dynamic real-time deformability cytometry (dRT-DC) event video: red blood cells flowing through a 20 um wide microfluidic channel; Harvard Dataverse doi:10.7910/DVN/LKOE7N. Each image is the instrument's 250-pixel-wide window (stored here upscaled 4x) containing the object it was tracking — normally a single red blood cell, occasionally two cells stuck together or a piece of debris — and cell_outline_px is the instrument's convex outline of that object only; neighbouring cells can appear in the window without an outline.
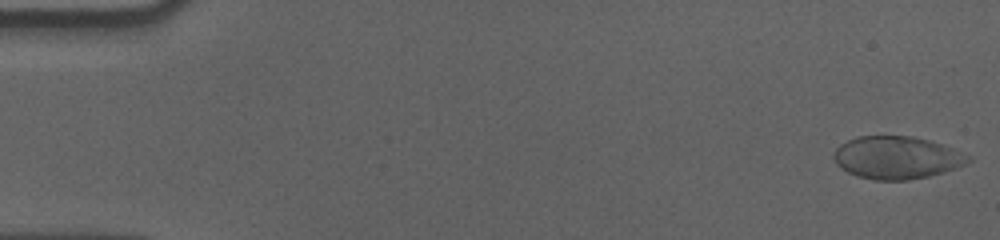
{"species": "human", "species_latin": "Homo sapiens", "temperature_condition": "cold", "stored_images_in_passage": 57, "camera_frame_rate_fps": 3000, "um_per_image_px": 0.085, "donor": {"sex": "male"}, "frame": {"image": 1, "passage_image": 1, "time_ms": 0.0, "image_size_px": [1000, 240], "cell_outline_px": [[972, 160], [956, 168], [944, 172], [928, 176], [908, 180], [876, 180], [856, 176], [840, 168], [836, 164], [832, 156], [836, 148], [840, 144], [856, 136], [912, 136], [928, 140], [952, 148], [972, 156]], "centroid_in_image_um": [76.2, 13.4], "position_along_channel_um": 8.8, "area_um2": 33.47}}
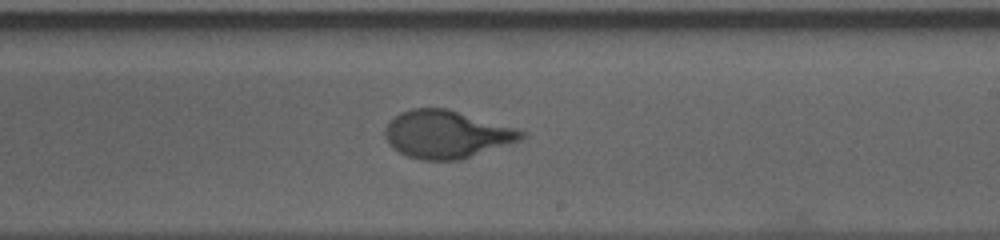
{"frame": {"image": 2, "passage_image": 34, "time_ms": 11.0, "image_size_px": [1000, 240], "cell_outline_px": [[528, 132], [520, 140], [460, 160], [420, 160], [408, 156], [392, 148], [388, 144], [384, 136], [384, 128], [400, 112], [412, 108], [448, 108], [516, 128]], "centroid_in_image_um": [37.94, 11.41], "position_along_channel_um": 251.1, "area_um2": 37.92}}
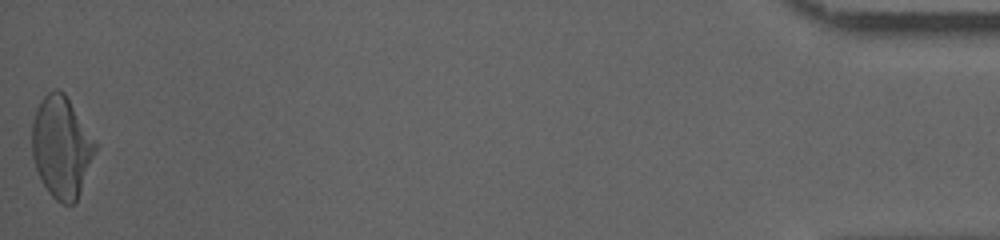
{"frame": {"image": 3, "passage_image": 57, "time_ms": 18.667, "image_size_px": [1000, 240], "cell_outline_px": [[100, 144], [80, 192], [76, 200], [72, 204], [60, 204], [48, 192], [40, 180], [32, 156], [32, 124], [36, 108], [40, 100], [48, 92], [56, 88], [60, 88], [64, 92]], "centroid_in_image_um": [5.25, 12.47], "position_along_channel_um": 429.9, "area_um2": 38.15}, "authors_computed_cell_mechanics": {"area_um2": 36.7608, "velocity_mm_per_s": 3.5531, "shape_relaxation_time_tau1_ms": 4.6373, "shape_relaxation_time_tau2_ms": null, "deformation_change_tau1": 0.1799, "deformation_change_tau2": null}}